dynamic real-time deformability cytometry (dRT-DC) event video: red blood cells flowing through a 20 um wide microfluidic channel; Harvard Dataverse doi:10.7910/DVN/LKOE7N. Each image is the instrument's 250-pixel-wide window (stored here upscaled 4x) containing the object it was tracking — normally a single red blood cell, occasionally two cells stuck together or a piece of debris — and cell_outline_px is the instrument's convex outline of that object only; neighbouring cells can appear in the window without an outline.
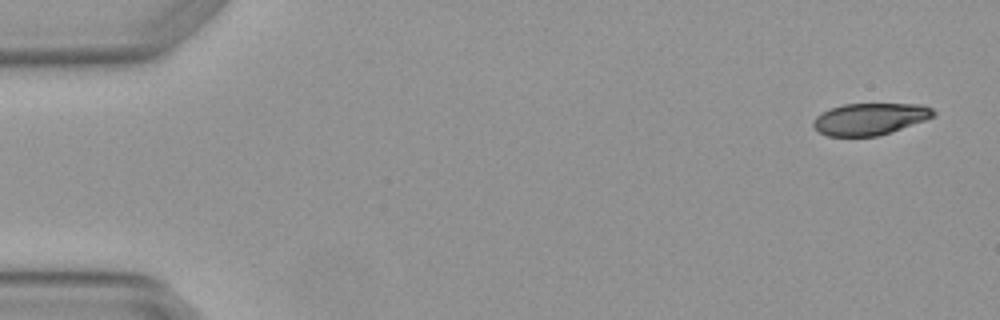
{"species": "Egyptian fruit bat (a non-hibernating species)", "species_latin": "Rousettus aegyptiacus", "temperature_condition": "warm", "stored_images_in_passage": 6, "camera_frame_rate_fps": 3000, "um_per_image_px": 0.085, "animal": {"sex": "female"}, "frame": {"image": 1, "passage_image": 1, "time_ms": 0.0, "image_size_px": [1000, 320], "cell_outline_px": [[936, 116], [880, 136], [828, 136], [820, 132], [812, 124], [816, 116], [832, 108], [844, 104], [924, 104], [932, 108], [936, 112]], "centroid_in_image_um": [73.99, 10.11], "position_along_channel_um": 11.0, "area_um2": 22.2}}
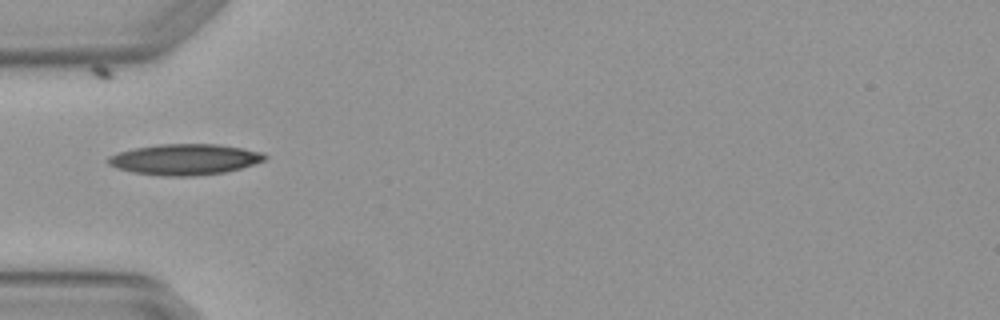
{"frame": {"image": 2, "passage_image": 4, "time_ms": 1.0, "image_size_px": [1000, 320], "cell_outline_px": [[268, 156], [264, 160], [240, 168], [224, 172], [196, 176], [160, 176], [132, 172], [116, 168], [108, 164], [104, 160], [108, 156], [116, 152], [136, 148], [160, 144], [216, 144], [244, 148], [264, 152]], "centroid_in_image_um": [15.66, 13.55], "position_along_channel_um": 69.3, "area_um2": 28.38}}
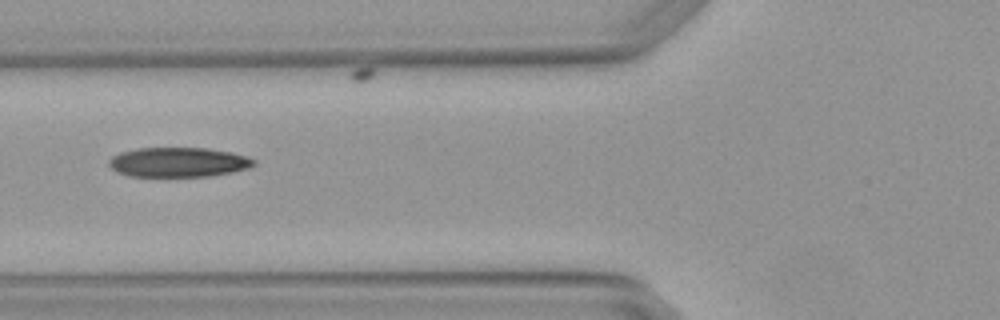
{"frame": {"image": 3, "passage_image": 5, "time_ms": 1.333, "image_size_px": [1000, 320], "cell_outline_px": [[256, 164], [248, 168], [232, 172], [212, 176], [128, 176], [116, 172], [108, 164], [108, 160], [112, 156], [120, 152], [136, 148], [208, 148], [232, 152], [248, 156], [256, 160]], "centroid_in_image_um": [15.17, 13.78], "position_along_channel_um": 110.6, "area_um2": 25.26}}